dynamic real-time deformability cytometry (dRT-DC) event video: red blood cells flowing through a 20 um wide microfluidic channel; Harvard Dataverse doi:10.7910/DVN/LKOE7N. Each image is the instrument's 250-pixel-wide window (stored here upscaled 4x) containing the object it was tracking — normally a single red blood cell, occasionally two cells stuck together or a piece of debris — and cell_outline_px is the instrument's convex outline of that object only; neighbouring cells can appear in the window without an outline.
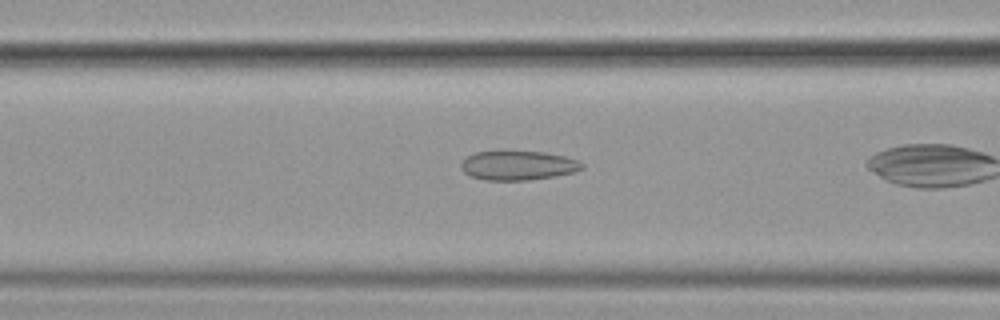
{"species": "common noctule bat (a hibernating species)", "species_latin": "Nyctalus noctula", "temperature_condition": "cold", "stored_images_in_passage": 37, "camera_frame_rate_fps": 3000, "um_per_image_px": 0.085, "animal": {"sex": "female", "body_mass_g": 19.9}, "frame": {"image": 1, "passage_image": 16, "time_ms": 5.0, "image_size_px": [1000, 320], "cell_outline_px": [[584, 168], [576, 172], [528, 180], [484, 180], [472, 176], [464, 172], [460, 168], [460, 164], [468, 156], [476, 152], [544, 152], [564, 156], [580, 160], [584, 164]], "centroid_in_image_um": [44.07, 14.07], "position_along_channel_um": 122.5, "area_um2": 20.46}}
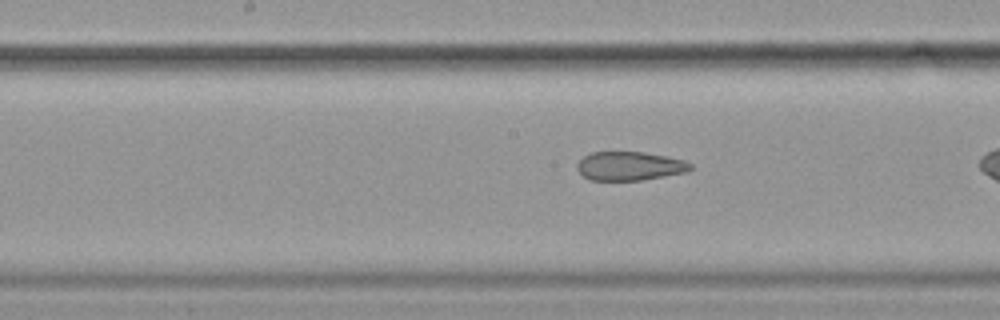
{"frame": {"image": 2, "passage_image": 22, "time_ms": 7.0, "image_size_px": [1000, 320], "cell_outline_px": [[692, 168], [688, 172], [640, 180], [588, 180], [576, 168], [576, 164], [584, 156], [592, 152], [644, 152], [684, 160], [692, 164]], "centroid_in_image_um": [53.51, 14.11], "position_along_channel_um": 194.7, "area_um2": 18.96}}